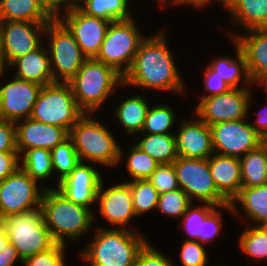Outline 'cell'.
<instances>
[{
	"label": "cell",
	"mask_w": 267,
	"mask_h": 266,
	"mask_svg": "<svg viewBox=\"0 0 267 266\" xmlns=\"http://www.w3.org/2000/svg\"><path fill=\"white\" fill-rule=\"evenodd\" d=\"M179 75L164 32H160L153 37H145L140 42L131 68L123 77L122 85L182 93L183 82Z\"/></svg>",
	"instance_id": "obj_1"
},
{
	"label": "cell",
	"mask_w": 267,
	"mask_h": 266,
	"mask_svg": "<svg viewBox=\"0 0 267 266\" xmlns=\"http://www.w3.org/2000/svg\"><path fill=\"white\" fill-rule=\"evenodd\" d=\"M40 208L44 223L56 243L65 244V237L77 240L92 227V211L69 201L57 189L45 188Z\"/></svg>",
	"instance_id": "obj_2"
},
{
	"label": "cell",
	"mask_w": 267,
	"mask_h": 266,
	"mask_svg": "<svg viewBox=\"0 0 267 266\" xmlns=\"http://www.w3.org/2000/svg\"><path fill=\"white\" fill-rule=\"evenodd\" d=\"M130 229L100 228L81 258L98 266H134L140 250L148 242Z\"/></svg>",
	"instance_id": "obj_3"
},
{
	"label": "cell",
	"mask_w": 267,
	"mask_h": 266,
	"mask_svg": "<svg viewBox=\"0 0 267 266\" xmlns=\"http://www.w3.org/2000/svg\"><path fill=\"white\" fill-rule=\"evenodd\" d=\"M77 105L89 113L102 105L116 85L123 84V77L113 68L95 58L86 59L75 76L68 82Z\"/></svg>",
	"instance_id": "obj_4"
},
{
	"label": "cell",
	"mask_w": 267,
	"mask_h": 266,
	"mask_svg": "<svg viewBox=\"0 0 267 266\" xmlns=\"http://www.w3.org/2000/svg\"><path fill=\"white\" fill-rule=\"evenodd\" d=\"M89 115L85 113L69 132L80 162L86 159L102 166L117 165L122 158L120 146L113 134Z\"/></svg>",
	"instance_id": "obj_5"
},
{
	"label": "cell",
	"mask_w": 267,
	"mask_h": 266,
	"mask_svg": "<svg viewBox=\"0 0 267 266\" xmlns=\"http://www.w3.org/2000/svg\"><path fill=\"white\" fill-rule=\"evenodd\" d=\"M0 223L22 261L56 244L44 223L41 208L12 214Z\"/></svg>",
	"instance_id": "obj_6"
},
{
	"label": "cell",
	"mask_w": 267,
	"mask_h": 266,
	"mask_svg": "<svg viewBox=\"0 0 267 266\" xmlns=\"http://www.w3.org/2000/svg\"><path fill=\"white\" fill-rule=\"evenodd\" d=\"M84 114L77 105L70 85L55 82L42 86L34 104L31 118L64 128L70 132L71 127Z\"/></svg>",
	"instance_id": "obj_7"
},
{
	"label": "cell",
	"mask_w": 267,
	"mask_h": 266,
	"mask_svg": "<svg viewBox=\"0 0 267 266\" xmlns=\"http://www.w3.org/2000/svg\"><path fill=\"white\" fill-rule=\"evenodd\" d=\"M136 27L132 18L111 22L95 59L124 77L131 68L140 42L145 38Z\"/></svg>",
	"instance_id": "obj_8"
},
{
	"label": "cell",
	"mask_w": 267,
	"mask_h": 266,
	"mask_svg": "<svg viewBox=\"0 0 267 266\" xmlns=\"http://www.w3.org/2000/svg\"><path fill=\"white\" fill-rule=\"evenodd\" d=\"M44 33L51 36L48 53L54 83H68L87 58L81 52L72 32L59 18L49 21Z\"/></svg>",
	"instance_id": "obj_9"
},
{
	"label": "cell",
	"mask_w": 267,
	"mask_h": 266,
	"mask_svg": "<svg viewBox=\"0 0 267 266\" xmlns=\"http://www.w3.org/2000/svg\"><path fill=\"white\" fill-rule=\"evenodd\" d=\"M173 165L178 178L179 187L190 200L197 198L203 203H211L217 207L233 212L231 204L219 193L209 170L208 159L178 157Z\"/></svg>",
	"instance_id": "obj_10"
},
{
	"label": "cell",
	"mask_w": 267,
	"mask_h": 266,
	"mask_svg": "<svg viewBox=\"0 0 267 266\" xmlns=\"http://www.w3.org/2000/svg\"><path fill=\"white\" fill-rule=\"evenodd\" d=\"M20 166L0 183L2 219L12 214L40 208L45 188L39 190Z\"/></svg>",
	"instance_id": "obj_11"
},
{
	"label": "cell",
	"mask_w": 267,
	"mask_h": 266,
	"mask_svg": "<svg viewBox=\"0 0 267 266\" xmlns=\"http://www.w3.org/2000/svg\"><path fill=\"white\" fill-rule=\"evenodd\" d=\"M238 87L225 93L203 97L196 107V115L207 125L246 119L250 101V90Z\"/></svg>",
	"instance_id": "obj_12"
},
{
	"label": "cell",
	"mask_w": 267,
	"mask_h": 266,
	"mask_svg": "<svg viewBox=\"0 0 267 266\" xmlns=\"http://www.w3.org/2000/svg\"><path fill=\"white\" fill-rule=\"evenodd\" d=\"M244 120L210 125L214 153L240 158L263 143V138Z\"/></svg>",
	"instance_id": "obj_13"
},
{
	"label": "cell",
	"mask_w": 267,
	"mask_h": 266,
	"mask_svg": "<svg viewBox=\"0 0 267 266\" xmlns=\"http://www.w3.org/2000/svg\"><path fill=\"white\" fill-rule=\"evenodd\" d=\"M45 28V22L0 21L5 65L38 49L42 45L39 34H43Z\"/></svg>",
	"instance_id": "obj_14"
},
{
	"label": "cell",
	"mask_w": 267,
	"mask_h": 266,
	"mask_svg": "<svg viewBox=\"0 0 267 266\" xmlns=\"http://www.w3.org/2000/svg\"><path fill=\"white\" fill-rule=\"evenodd\" d=\"M72 32L87 59L96 58L111 21L90 16L75 7L59 18Z\"/></svg>",
	"instance_id": "obj_15"
},
{
	"label": "cell",
	"mask_w": 267,
	"mask_h": 266,
	"mask_svg": "<svg viewBox=\"0 0 267 266\" xmlns=\"http://www.w3.org/2000/svg\"><path fill=\"white\" fill-rule=\"evenodd\" d=\"M41 88L40 84L14 77L0 87V117L17 124L31 117Z\"/></svg>",
	"instance_id": "obj_16"
},
{
	"label": "cell",
	"mask_w": 267,
	"mask_h": 266,
	"mask_svg": "<svg viewBox=\"0 0 267 266\" xmlns=\"http://www.w3.org/2000/svg\"><path fill=\"white\" fill-rule=\"evenodd\" d=\"M101 182L103 180L95 168L79 162L70 174L59 181L57 190L69 201L90 208V205L97 202Z\"/></svg>",
	"instance_id": "obj_17"
},
{
	"label": "cell",
	"mask_w": 267,
	"mask_h": 266,
	"mask_svg": "<svg viewBox=\"0 0 267 266\" xmlns=\"http://www.w3.org/2000/svg\"><path fill=\"white\" fill-rule=\"evenodd\" d=\"M16 124V147L18 154L25 150L42 148L52 150L69 137V132L61 127L36 121L31 117Z\"/></svg>",
	"instance_id": "obj_18"
},
{
	"label": "cell",
	"mask_w": 267,
	"mask_h": 266,
	"mask_svg": "<svg viewBox=\"0 0 267 266\" xmlns=\"http://www.w3.org/2000/svg\"><path fill=\"white\" fill-rule=\"evenodd\" d=\"M96 200H99L102 216L112 225H120V229H127L126 225L136 216L128 182L117 184L105 191L101 182Z\"/></svg>",
	"instance_id": "obj_19"
},
{
	"label": "cell",
	"mask_w": 267,
	"mask_h": 266,
	"mask_svg": "<svg viewBox=\"0 0 267 266\" xmlns=\"http://www.w3.org/2000/svg\"><path fill=\"white\" fill-rule=\"evenodd\" d=\"M179 129L175 134L179 157L208 159L214 154L211 128L199 117L184 121Z\"/></svg>",
	"instance_id": "obj_20"
},
{
	"label": "cell",
	"mask_w": 267,
	"mask_h": 266,
	"mask_svg": "<svg viewBox=\"0 0 267 266\" xmlns=\"http://www.w3.org/2000/svg\"><path fill=\"white\" fill-rule=\"evenodd\" d=\"M248 35H231L246 59L249 77L254 82L267 75V28L247 30Z\"/></svg>",
	"instance_id": "obj_21"
},
{
	"label": "cell",
	"mask_w": 267,
	"mask_h": 266,
	"mask_svg": "<svg viewBox=\"0 0 267 266\" xmlns=\"http://www.w3.org/2000/svg\"><path fill=\"white\" fill-rule=\"evenodd\" d=\"M209 157V170L219 193L229 202L242 187L240 158L214 153Z\"/></svg>",
	"instance_id": "obj_22"
},
{
	"label": "cell",
	"mask_w": 267,
	"mask_h": 266,
	"mask_svg": "<svg viewBox=\"0 0 267 266\" xmlns=\"http://www.w3.org/2000/svg\"><path fill=\"white\" fill-rule=\"evenodd\" d=\"M10 65L18 67L15 76L17 78L35 82L41 86L54 83L48 51L42 48V45L35 51L18 57Z\"/></svg>",
	"instance_id": "obj_23"
},
{
	"label": "cell",
	"mask_w": 267,
	"mask_h": 266,
	"mask_svg": "<svg viewBox=\"0 0 267 266\" xmlns=\"http://www.w3.org/2000/svg\"><path fill=\"white\" fill-rule=\"evenodd\" d=\"M224 5L246 30L267 28V0H226Z\"/></svg>",
	"instance_id": "obj_24"
},
{
	"label": "cell",
	"mask_w": 267,
	"mask_h": 266,
	"mask_svg": "<svg viewBox=\"0 0 267 266\" xmlns=\"http://www.w3.org/2000/svg\"><path fill=\"white\" fill-rule=\"evenodd\" d=\"M236 201L240 203L245 214L255 222V226L267 223V184L256 187H241L239 194L230 203L237 213ZM258 223V224H256Z\"/></svg>",
	"instance_id": "obj_25"
},
{
	"label": "cell",
	"mask_w": 267,
	"mask_h": 266,
	"mask_svg": "<svg viewBox=\"0 0 267 266\" xmlns=\"http://www.w3.org/2000/svg\"><path fill=\"white\" fill-rule=\"evenodd\" d=\"M52 19L40 0H0V21L18 20L47 24Z\"/></svg>",
	"instance_id": "obj_26"
},
{
	"label": "cell",
	"mask_w": 267,
	"mask_h": 266,
	"mask_svg": "<svg viewBox=\"0 0 267 266\" xmlns=\"http://www.w3.org/2000/svg\"><path fill=\"white\" fill-rule=\"evenodd\" d=\"M242 187L267 184V147L264 143L240 157Z\"/></svg>",
	"instance_id": "obj_27"
},
{
	"label": "cell",
	"mask_w": 267,
	"mask_h": 266,
	"mask_svg": "<svg viewBox=\"0 0 267 266\" xmlns=\"http://www.w3.org/2000/svg\"><path fill=\"white\" fill-rule=\"evenodd\" d=\"M159 164L173 163L179 156L175 134H146L136 143Z\"/></svg>",
	"instance_id": "obj_28"
},
{
	"label": "cell",
	"mask_w": 267,
	"mask_h": 266,
	"mask_svg": "<svg viewBox=\"0 0 267 266\" xmlns=\"http://www.w3.org/2000/svg\"><path fill=\"white\" fill-rule=\"evenodd\" d=\"M147 102L143 96L136 95L126 98L117 108L116 116L129 135L142 132L149 109Z\"/></svg>",
	"instance_id": "obj_29"
},
{
	"label": "cell",
	"mask_w": 267,
	"mask_h": 266,
	"mask_svg": "<svg viewBox=\"0 0 267 266\" xmlns=\"http://www.w3.org/2000/svg\"><path fill=\"white\" fill-rule=\"evenodd\" d=\"M78 8L87 15L107 21L131 19L128 0H79Z\"/></svg>",
	"instance_id": "obj_30"
},
{
	"label": "cell",
	"mask_w": 267,
	"mask_h": 266,
	"mask_svg": "<svg viewBox=\"0 0 267 266\" xmlns=\"http://www.w3.org/2000/svg\"><path fill=\"white\" fill-rule=\"evenodd\" d=\"M238 62L229 57H219L212 61L209 67L220 76L231 88H238L241 77H244V82L251 85L252 81L249 77L246 59L242 54L240 46L235 42ZM242 71V72H241ZM243 73V76L242 74Z\"/></svg>",
	"instance_id": "obj_31"
},
{
	"label": "cell",
	"mask_w": 267,
	"mask_h": 266,
	"mask_svg": "<svg viewBox=\"0 0 267 266\" xmlns=\"http://www.w3.org/2000/svg\"><path fill=\"white\" fill-rule=\"evenodd\" d=\"M20 167L34 180L50 177L53 174L51 151L42 148L25 150ZM39 179V180H38Z\"/></svg>",
	"instance_id": "obj_32"
},
{
	"label": "cell",
	"mask_w": 267,
	"mask_h": 266,
	"mask_svg": "<svg viewBox=\"0 0 267 266\" xmlns=\"http://www.w3.org/2000/svg\"><path fill=\"white\" fill-rule=\"evenodd\" d=\"M136 216L157 208L159 193L148 179L128 182Z\"/></svg>",
	"instance_id": "obj_33"
},
{
	"label": "cell",
	"mask_w": 267,
	"mask_h": 266,
	"mask_svg": "<svg viewBox=\"0 0 267 266\" xmlns=\"http://www.w3.org/2000/svg\"><path fill=\"white\" fill-rule=\"evenodd\" d=\"M53 171H58L59 181L64 179L79 164L80 160L70 137L51 150Z\"/></svg>",
	"instance_id": "obj_34"
},
{
	"label": "cell",
	"mask_w": 267,
	"mask_h": 266,
	"mask_svg": "<svg viewBox=\"0 0 267 266\" xmlns=\"http://www.w3.org/2000/svg\"><path fill=\"white\" fill-rule=\"evenodd\" d=\"M242 252L254 259L267 261V231L262 226L246 229L239 239Z\"/></svg>",
	"instance_id": "obj_35"
},
{
	"label": "cell",
	"mask_w": 267,
	"mask_h": 266,
	"mask_svg": "<svg viewBox=\"0 0 267 266\" xmlns=\"http://www.w3.org/2000/svg\"><path fill=\"white\" fill-rule=\"evenodd\" d=\"M175 112L168 105H158L148 109L142 132L146 134H169L175 123Z\"/></svg>",
	"instance_id": "obj_36"
},
{
	"label": "cell",
	"mask_w": 267,
	"mask_h": 266,
	"mask_svg": "<svg viewBox=\"0 0 267 266\" xmlns=\"http://www.w3.org/2000/svg\"><path fill=\"white\" fill-rule=\"evenodd\" d=\"M129 151L126 165L133 181L148 179L159 163L136 144H133Z\"/></svg>",
	"instance_id": "obj_37"
},
{
	"label": "cell",
	"mask_w": 267,
	"mask_h": 266,
	"mask_svg": "<svg viewBox=\"0 0 267 266\" xmlns=\"http://www.w3.org/2000/svg\"><path fill=\"white\" fill-rule=\"evenodd\" d=\"M192 204L188 195L181 189L159 195L157 209L173 218L182 217Z\"/></svg>",
	"instance_id": "obj_38"
},
{
	"label": "cell",
	"mask_w": 267,
	"mask_h": 266,
	"mask_svg": "<svg viewBox=\"0 0 267 266\" xmlns=\"http://www.w3.org/2000/svg\"><path fill=\"white\" fill-rule=\"evenodd\" d=\"M199 207H194L192 204L187 208L186 212L182 215L183 217V226L186 229V232L191 236L193 239H186V240H193L197 241L199 234H201L202 229V222L203 220L215 209L217 206L211 203H205Z\"/></svg>",
	"instance_id": "obj_39"
},
{
	"label": "cell",
	"mask_w": 267,
	"mask_h": 266,
	"mask_svg": "<svg viewBox=\"0 0 267 266\" xmlns=\"http://www.w3.org/2000/svg\"><path fill=\"white\" fill-rule=\"evenodd\" d=\"M148 180L159 195L180 188L173 163L159 164Z\"/></svg>",
	"instance_id": "obj_40"
},
{
	"label": "cell",
	"mask_w": 267,
	"mask_h": 266,
	"mask_svg": "<svg viewBox=\"0 0 267 266\" xmlns=\"http://www.w3.org/2000/svg\"><path fill=\"white\" fill-rule=\"evenodd\" d=\"M64 244L56 243L50 249L27 257L22 262L26 266H66L64 263Z\"/></svg>",
	"instance_id": "obj_41"
},
{
	"label": "cell",
	"mask_w": 267,
	"mask_h": 266,
	"mask_svg": "<svg viewBox=\"0 0 267 266\" xmlns=\"http://www.w3.org/2000/svg\"><path fill=\"white\" fill-rule=\"evenodd\" d=\"M180 258L183 266H205L208 256L201 243L196 240H184Z\"/></svg>",
	"instance_id": "obj_42"
},
{
	"label": "cell",
	"mask_w": 267,
	"mask_h": 266,
	"mask_svg": "<svg viewBox=\"0 0 267 266\" xmlns=\"http://www.w3.org/2000/svg\"><path fill=\"white\" fill-rule=\"evenodd\" d=\"M134 266H174V264L147 242L140 250Z\"/></svg>",
	"instance_id": "obj_43"
},
{
	"label": "cell",
	"mask_w": 267,
	"mask_h": 266,
	"mask_svg": "<svg viewBox=\"0 0 267 266\" xmlns=\"http://www.w3.org/2000/svg\"><path fill=\"white\" fill-rule=\"evenodd\" d=\"M216 208L203 220L201 234L197 238L200 243H207L214 239L220 232L222 227L221 223V213L217 212Z\"/></svg>",
	"instance_id": "obj_44"
},
{
	"label": "cell",
	"mask_w": 267,
	"mask_h": 266,
	"mask_svg": "<svg viewBox=\"0 0 267 266\" xmlns=\"http://www.w3.org/2000/svg\"><path fill=\"white\" fill-rule=\"evenodd\" d=\"M0 152H18L16 147V123L0 117Z\"/></svg>",
	"instance_id": "obj_45"
},
{
	"label": "cell",
	"mask_w": 267,
	"mask_h": 266,
	"mask_svg": "<svg viewBox=\"0 0 267 266\" xmlns=\"http://www.w3.org/2000/svg\"><path fill=\"white\" fill-rule=\"evenodd\" d=\"M204 75V86L210 92V94L205 97L225 93L231 89V87L218 76V73L214 72L209 66Z\"/></svg>",
	"instance_id": "obj_46"
},
{
	"label": "cell",
	"mask_w": 267,
	"mask_h": 266,
	"mask_svg": "<svg viewBox=\"0 0 267 266\" xmlns=\"http://www.w3.org/2000/svg\"><path fill=\"white\" fill-rule=\"evenodd\" d=\"M18 152H0V183L19 166Z\"/></svg>",
	"instance_id": "obj_47"
},
{
	"label": "cell",
	"mask_w": 267,
	"mask_h": 266,
	"mask_svg": "<svg viewBox=\"0 0 267 266\" xmlns=\"http://www.w3.org/2000/svg\"><path fill=\"white\" fill-rule=\"evenodd\" d=\"M40 3L44 10L53 18L58 19L60 15L58 10L60 5L63 3H68L66 7V13L73 10L75 7H78L79 0H40Z\"/></svg>",
	"instance_id": "obj_48"
},
{
	"label": "cell",
	"mask_w": 267,
	"mask_h": 266,
	"mask_svg": "<svg viewBox=\"0 0 267 266\" xmlns=\"http://www.w3.org/2000/svg\"><path fill=\"white\" fill-rule=\"evenodd\" d=\"M17 260L22 262L16 248L9 242L5 249L0 252V266H13Z\"/></svg>",
	"instance_id": "obj_49"
},
{
	"label": "cell",
	"mask_w": 267,
	"mask_h": 266,
	"mask_svg": "<svg viewBox=\"0 0 267 266\" xmlns=\"http://www.w3.org/2000/svg\"><path fill=\"white\" fill-rule=\"evenodd\" d=\"M256 118V124L258 123V126L253 124L251 126L264 139L267 136V114H263L260 111Z\"/></svg>",
	"instance_id": "obj_50"
},
{
	"label": "cell",
	"mask_w": 267,
	"mask_h": 266,
	"mask_svg": "<svg viewBox=\"0 0 267 266\" xmlns=\"http://www.w3.org/2000/svg\"><path fill=\"white\" fill-rule=\"evenodd\" d=\"M167 1H169V0H167ZM167 1L166 0H160L159 2H161L160 4L163 6L164 5L163 3L164 2L166 3ZM210 1H212V0H173L172 2L177 3L178 5L179 4H186V5L190 4V5H193L194 7L198 6V7L202 8V6L207 5L208 3H210ZM218 1H221L222 4H225L226 0H218Z\"/></svg>",
	"instance_id": "obj_51"
},
{
	"label": "cell",
	"mask_w": 267,
	"mask_h": 266,
	"mask_svg": "<svg viewBox=\"0 0 267 266\" xmlns=\"http://www.w3.org/2000/svg\"><path fill=\"white\" fill-rule=\"evenodd\" d=\"M9 238L5 228L0 223V252H2L9 243Z\"/></svg>",
	"instance_id": "obj_52"
},
{
	"label": "cell",
	"mask_w": 267,
	"mask_h": 266,
	"mask_svg": "<svg viewBox=\"0 0 267 266\" xmlns=\"http://www.w3.org/2000/svg\"><path fill=\"white\" fill-rule=\"evenodd\" d=\"M5 67V60H4V53H3V47H2V38H1V32H0V76L4 72Z\"/></svg>",
	"instance_id": "obj_53"
},
{
	"label": "cell",
	"mask_w": 267,
	"mask_h": 266,
	"mask_svg": "<svg viewBox=\"0 0 267 266\" xmlns=\"http://www.w3.org/2000/svg\"><path fill=\"white\" fill-rule=\"evenodd\" d=\"M254 83L255 84L256 83H260V84L262 83V85L265 86L264 90H265V92L267 94V75H264L261 78L257 79Z\"/></svg>",
	"instance_id": "obj_54"
},
{
	"label": "cell",
	"mask_w": 267,
	"mask_h": 266,
	"mask_svg": "<svg viewBox=\"0 0 267 266\" xmlns=\"http://www.w3.org/2000/svg\"><path fill=\"white\" fill-rule=\"evenodd\" d=\"M263 143L266 145L267 147V136L263 139Z\"/></svg>",
	"instance_id": "obj_55"
},
{
	"label": "cell",
	"mask_w": 267,
	"mask_h": 266,
	"mask_svg": "<svg viewBox=\"0 0 267 266\" xmlns=\"http://www.w3.org/2000/svg\"><path fill=\"white\" fill-rule=\"evenodd\" d=\"M2 221V210H1V207H0V222Z\"/></svg>",
	"instance_id": "obj_56"
},
{
	"label": "cell",
	"mask_w": 267,
	"mask_h": 266,
	"mask_svg": "<svg viewBox=\"0 0 267 266\" xmlns=\"http://www.w3.org/2000/svg\"><path fill=\"white\" fill-rule=\"evenodd\" d=\"M262 227L267 231V223H265L264 225H262Z\"/></svg>",
	"instance_id": "obj_57"
}]
</instances>
